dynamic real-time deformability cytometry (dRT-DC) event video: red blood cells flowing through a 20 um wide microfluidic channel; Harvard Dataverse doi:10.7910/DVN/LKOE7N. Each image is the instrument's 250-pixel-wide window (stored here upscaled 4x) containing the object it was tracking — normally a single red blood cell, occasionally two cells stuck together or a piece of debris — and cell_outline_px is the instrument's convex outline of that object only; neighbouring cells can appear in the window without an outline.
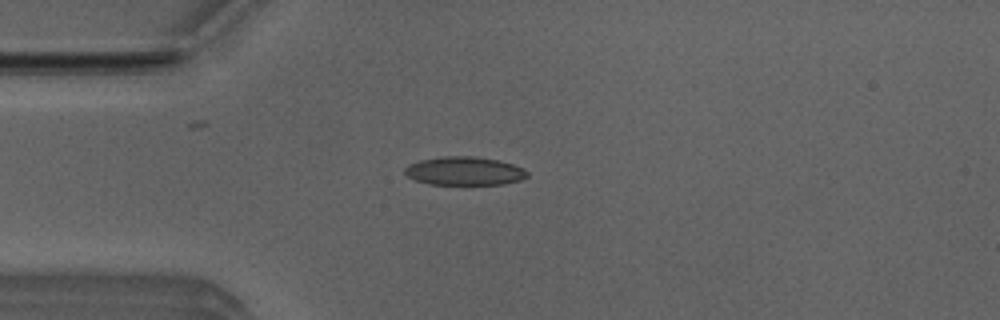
{"species": "Egyptian fruit bat (a non-hibernating species)", "species_latin": "Rousettus aegyptiacus", "temperature_condition": "room temperature", "stored_images_in_passage": 5, "camera_frame_rate_fps": 3000, "um_per_image_px": 0.085, "animal": {"sex": "male"}, "frame": {"image": 1, "passage_image": 4, "time_ms": 1.0, "image_size_px": [1000, 320], "cell_outline_px": [[528, 176], [520, 180], [504, 184], [428, 184], [416, 180], [408, 176], [404, 172], [404, 168], [408, 164], [420, 160], [444, 156], [472, 156], [496, 160], [512, 164], [524, 168], [528, 172]], "centroid_in_image_um": [39.47, 14.53], "position_along_channel_um": 45.5, "area_um2": 20.23}}